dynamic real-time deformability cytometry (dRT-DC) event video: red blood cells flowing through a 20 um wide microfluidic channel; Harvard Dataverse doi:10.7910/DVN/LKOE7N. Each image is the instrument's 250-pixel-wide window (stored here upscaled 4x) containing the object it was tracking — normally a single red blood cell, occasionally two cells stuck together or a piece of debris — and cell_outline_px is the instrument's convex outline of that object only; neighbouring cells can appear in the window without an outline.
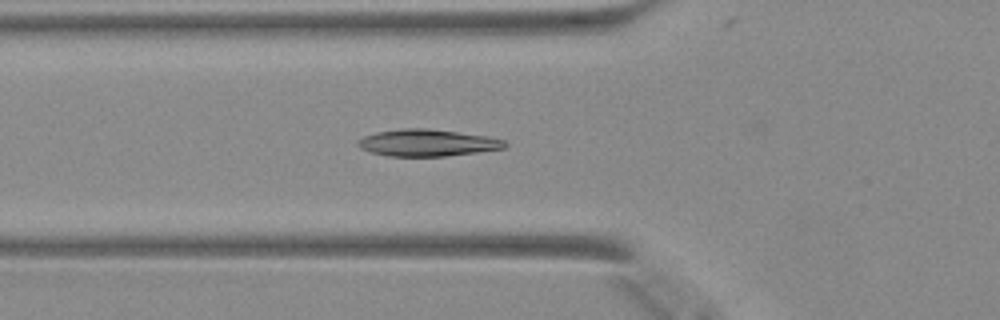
{"species": "Egyptian fruit bat (a non-hibernating species)", "species_latin": "Rousettus aegyptiacus", "temperature_condition": "warm", "stored_images_in_passage": 48, "camera_frame_rate_fps": 3000, "um_per_image_px": 0.085, "animal": {"sex": "female"}, "frame": {"image": 1, "passage_image": 17, "time_ms": 5.333, "image_size_px": [1000, 320], "cell_outline_px": [[508, 144], [504, 148], [476, 152], [444, 156], [388, 156], [372, 152], [360, 148], [356, 144], [356, 140], [364, 136], [376, 132], [404, 128], [424, 128], [488, 136], [504, 140]], "centroid_in_image_um": [36.29, 12.13], "position_along_channel_um": 89.5, "area_um2": 22.83}}
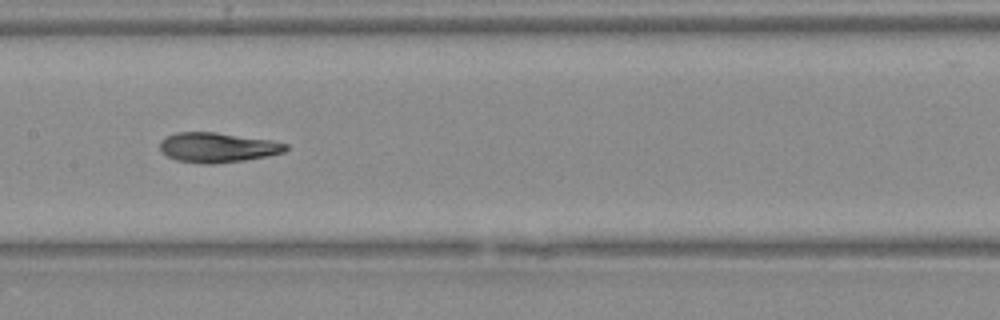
{"frame": {"image": 2, "passage_image": 24, "time_ms": 7.667, "image_size_px": [1000, 320], "cell_outline_px": [[288, 148], [284, 152], [268, 156], [244, 160], [216, 164], [204, 164], [176, 160], [168, 156], [160, 148], [160, 140], [164, 136], [176, 132], [216, 132], [272, 140], [288, 144]], "centroid_in_image_um": [18.49, 12.53], "position_along_channel_um": 188.9, "area_um2": 22.02}}
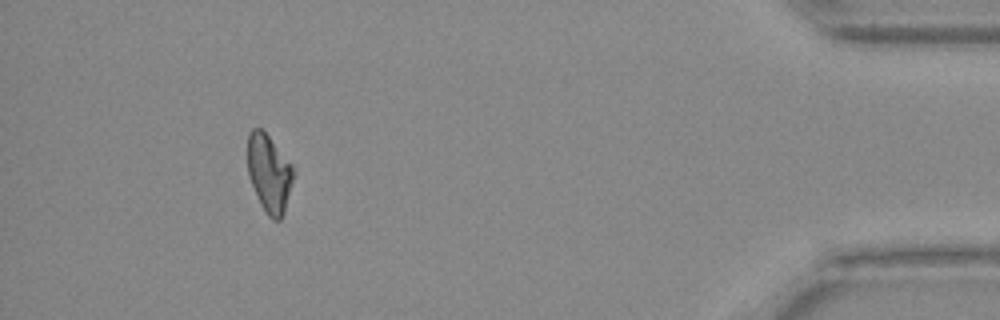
{"frame": {"image": 3, "passage_image": 44, "time_ms": 14.333, "image_size_px": [1000, 320], "cell_outline_px": [[296, 172], [284, 212], [280, 220], [272, 220], [268, 216], [260, 204], [256, 196], [248, 176], [248, 136], [252, 128], [260, 128], [268, 136], [292, 164]], "centroid_in_image_um": [22.89, 14.76], "position_along_channel_um": 412.3, "area_um2": 20.87}}